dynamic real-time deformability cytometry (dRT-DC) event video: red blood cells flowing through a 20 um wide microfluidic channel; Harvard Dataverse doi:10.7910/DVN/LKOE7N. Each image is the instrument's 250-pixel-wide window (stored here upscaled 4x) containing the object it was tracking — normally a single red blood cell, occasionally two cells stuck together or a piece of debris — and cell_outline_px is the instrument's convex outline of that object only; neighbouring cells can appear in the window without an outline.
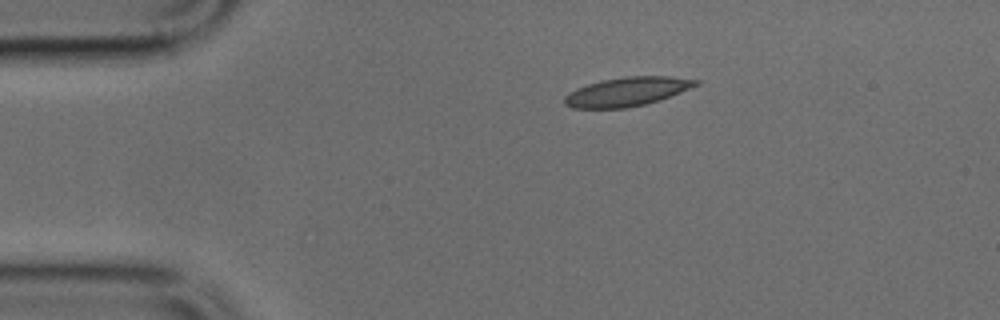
{"species": "common noctule bat (a hibernating species)", "species_latin": "Nyctalus noctula", "temperature_condition": "cold", "stored_images_in_passage": 3, "camera_frame_rate_fps": 3000, "um_per_image_px": 0.085, "animal": {"sex": "male", "body_mass_g": 17.9, "forearm_length_mm": 54.2}, "frame": {"image": 1, "passage_image": 1, "time_ms": 0.0, "image_size_px": [1000, 320], "cell_outline_px": [[700, 84], [660, 100], [644, 104], [624, 108], [572, 108], [564, 104], [564, 96], [568, 92], [576, 88], [600, 80], [624, 76], [668, 76], [700, 80]], "centroid_in_image_um": [53.27, 7.78], "position_along_channel_um": 31.7, "area_um2": 22.2}}